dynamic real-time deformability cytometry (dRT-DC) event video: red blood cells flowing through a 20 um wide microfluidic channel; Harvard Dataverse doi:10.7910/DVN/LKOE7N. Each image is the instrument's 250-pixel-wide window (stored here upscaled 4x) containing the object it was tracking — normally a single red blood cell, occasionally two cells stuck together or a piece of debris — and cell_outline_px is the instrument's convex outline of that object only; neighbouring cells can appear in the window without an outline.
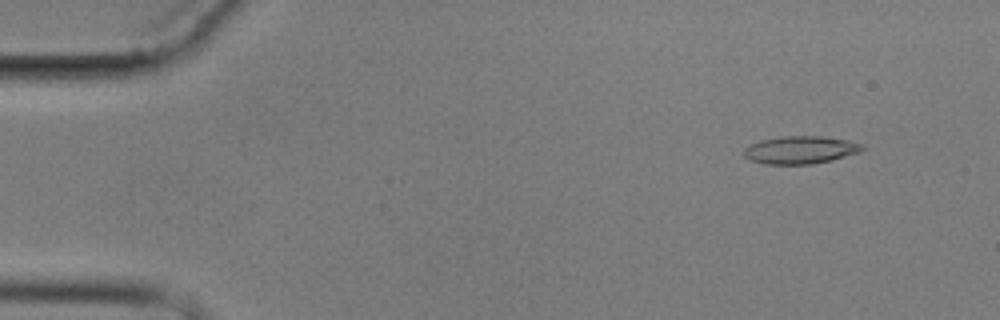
{"species": "common noctule bat (a hibernating species)", "species_latin": "Nyctalus noctula", "temperature_condition": "cold", "stored_images_in_passage": 5, "camera_frame_rate_fps": 3000, "um_per_image_px": 0.085, "animal": {"sex": "male", "body_mass_g": 17.9}, "frame": {"image": 1, "passage_image": 2, "time_ms": 1.333, "image_size_px": [1000, 320], "cell_outline_px": [[864, 148], [860, 152], [832, 160], [812, 164], [764, 164], [748, 160], [744, 156], [744, 148], [760, 140], [780, 136], [820, 136], [848, 140], [864, 144]], "centroid_in_image_um": [68.03, 12.74], "position_along_channel_um": 17.0, "area_um2": 19.25}}
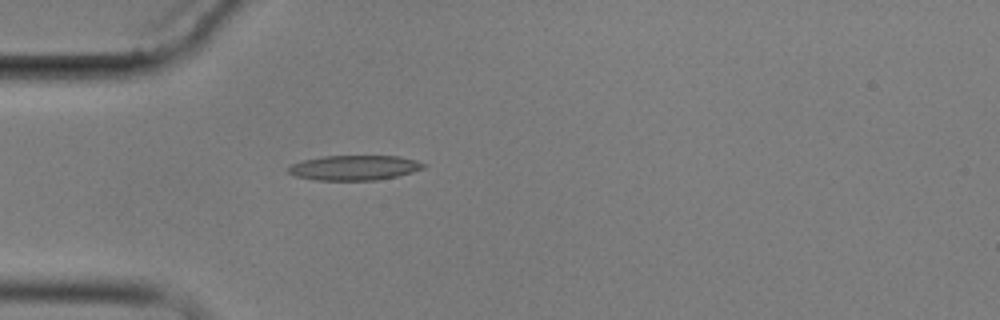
{"frame": {"image": 2, "passage_image": 5, "time_ms": 5.0, "image_size_px": [1000, 320], "cell_outline_px": [[428, 164], [424, 168], [412, 172], [396, 176], [376, 180], [316, 180], [296, 176], [288, 172], [288, 168], [292, 164], [304, 160], [320, 156], [400, 156], [416, 160]], "centroid_in_image_um": [30.14, 14.25], "position_along_channel_um": 54.9, "area_um2": 19.59}}